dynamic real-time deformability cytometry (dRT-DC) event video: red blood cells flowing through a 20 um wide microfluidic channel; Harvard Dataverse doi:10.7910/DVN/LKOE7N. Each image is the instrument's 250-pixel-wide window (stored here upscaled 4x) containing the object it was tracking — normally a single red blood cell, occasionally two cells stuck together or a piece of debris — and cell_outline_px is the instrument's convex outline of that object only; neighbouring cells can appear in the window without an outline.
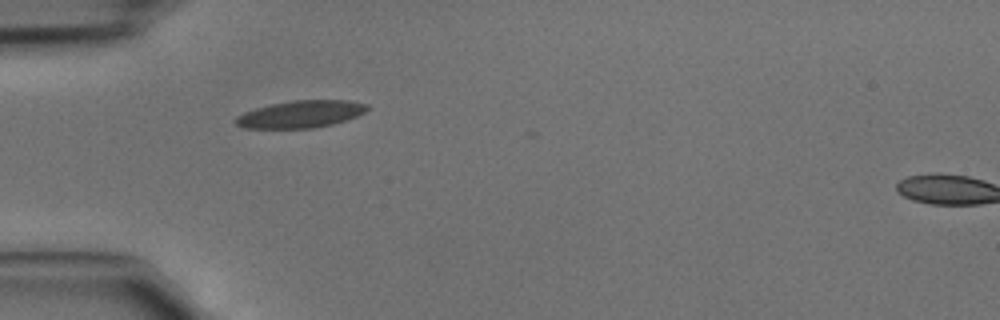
{"species": "common noctule bat (a hibernating species)", "species_latin": "Nyctalus noctula", "temperature_condition": "cold", "stored_images_in_passage": 32, "camera_frame_rate_fps": 3000, "um_per_image_px": 0.085, "animal": {"sex": "male", "body_mass_g": 15.6}, "frame": {"image": 1, "passage_image": 1, "time_ms": 0.0, "image_size_px": [1000, 320], "cell_outline_px": [[368, 108], [364, 112], [356, 116], [332, 124], [312, 128], [244, 128], [236, 124], [232, 120], [236, 116], [244, 112], [256, 108], [272, 104], [292, 100], [348, 100], [368, 104]], "centroid_in_image_um": [25.52, 9.7], "position_along_channel_um": 59.5, "area_um2": 20.75}}
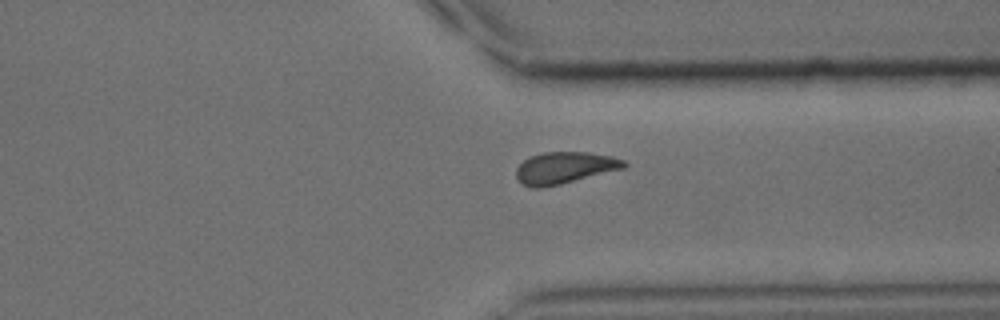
{"frame": {"image": 2, "passage_image": 22, "time_ms": 7.0, "image_size_px": [1000, 320], "cell_outline_px": [[628, 164], [624, 168], [560, 184], [540, 188], [532, 188], [520, 184], [516, 180], [516, 168], [528, 156], [544, 152], [588, 152], [612, 156], [624, 160]], "centroid_in_image_um": [47.94, 14.26], "position_along_channel_um": 363.5, "area_um2": 20.06}}
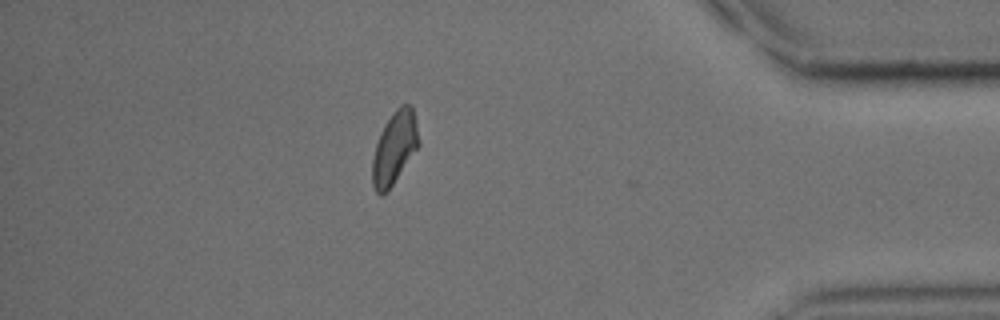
{"frame": {"image": 3, "passage_image": 27, "time_ms": 8.667, "image_size_px": [1000, 320], "cell_outline_px": [[420, 144], [392, 184], [380, 196], [376, 192], [372, 184], [372, 160], [376, 144], [380, 132], [384, 124], [392, 112], [400, 104], [412, 104], [416, 120], [420, 140]], "centroid_in_image_um": [33.53, 12.5], "position_along_channel_um": 401.7, "area_um2": 19.54}}